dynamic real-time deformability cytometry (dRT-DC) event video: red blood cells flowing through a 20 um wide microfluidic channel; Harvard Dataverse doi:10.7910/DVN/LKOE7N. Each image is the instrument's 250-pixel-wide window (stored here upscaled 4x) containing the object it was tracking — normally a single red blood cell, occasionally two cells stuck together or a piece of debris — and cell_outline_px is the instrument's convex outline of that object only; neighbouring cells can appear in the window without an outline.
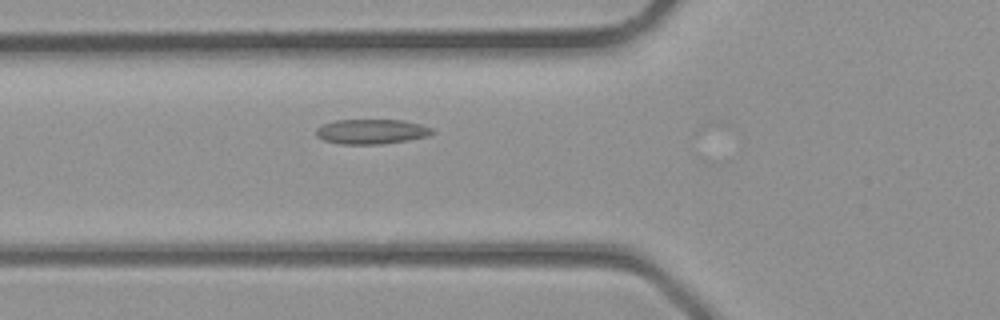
{"species": "common noctule bat (a hibernating species)", "species_latin": "Nyctalus noctula", "temperature_condition": "room temperature", "stored_images_in_passage": 24, "camera_frame_rate_fps": 3000, "um_per_image_px": 0.085, "animal": {"sex": "male", "body_mass_g": 23.1, "forearm_length_mm": 52.7}, "frame": {"image": 1, "passage_image": 4, "time_ms": 1.0, "image_size_px": [1000, 320], "cell_outline_px": [[436, 132], [428, 136], [408, 140], [380, 144], [340, 144], [324, 140], [316, 136], [316, 128], [324, 124], [336, 120], [400, 120], [420, 124], [432, 128]], "centroid_in_image_um": [31.58, 11.18], "position_along_channel_um": 94.2, "area_um2": 16.76}}
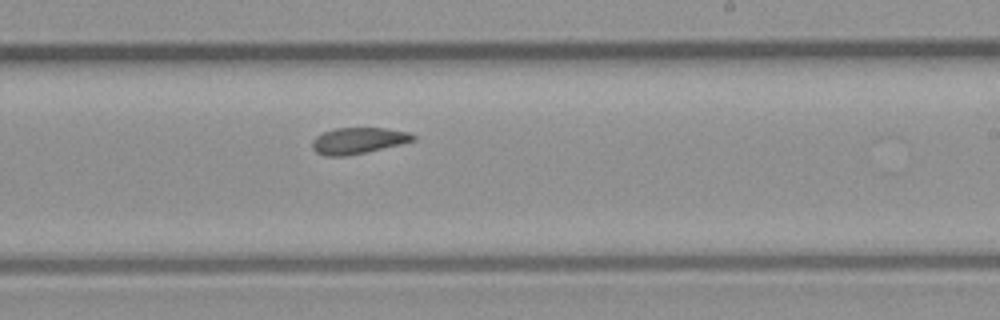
{"frame": {"image": 2, "passage_image": 13, "time_ms": 4.0, "image_size_px": [1000, 320], "cell_outline_px": [[416, 140], [400, 144], [364, 152], [344, 156], [324, 156], [316, 152], [312, 148], [312, 140], [316, 136], [324, 132], [336, 128], [384, 128], [408, 132], [416, 136]], "centroid_in_image_um": [30.42, 11.95], "position_along_channel_um": 258.6, "area_um2": 15.26}}
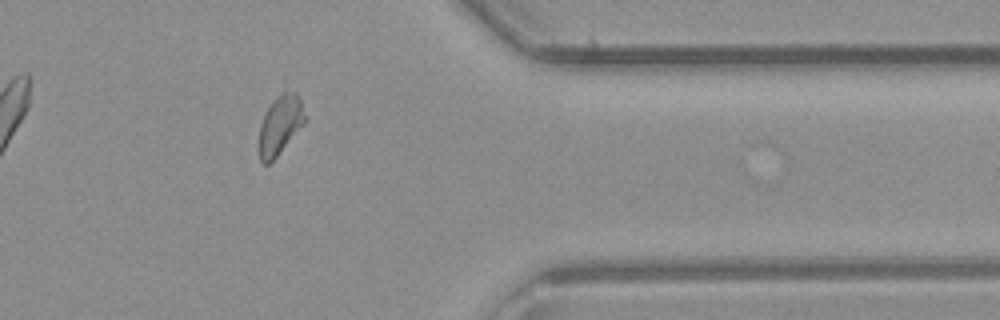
{"frame": {"image": 3, "passage_image": 21, "time_ms": 6.667, "image_size_px": [1000, 320], "cell_outline_px": [[308, 116], [276, 156], [268, 164], [264, 164], [260, 160], [260, 124], [272, 100], [276, 96], [284, 92], [296, 92]], "centroid_in_image_um": [23.82, 10.57], "position_along_channel_um": 387.6, "area_um2": 15.14}}